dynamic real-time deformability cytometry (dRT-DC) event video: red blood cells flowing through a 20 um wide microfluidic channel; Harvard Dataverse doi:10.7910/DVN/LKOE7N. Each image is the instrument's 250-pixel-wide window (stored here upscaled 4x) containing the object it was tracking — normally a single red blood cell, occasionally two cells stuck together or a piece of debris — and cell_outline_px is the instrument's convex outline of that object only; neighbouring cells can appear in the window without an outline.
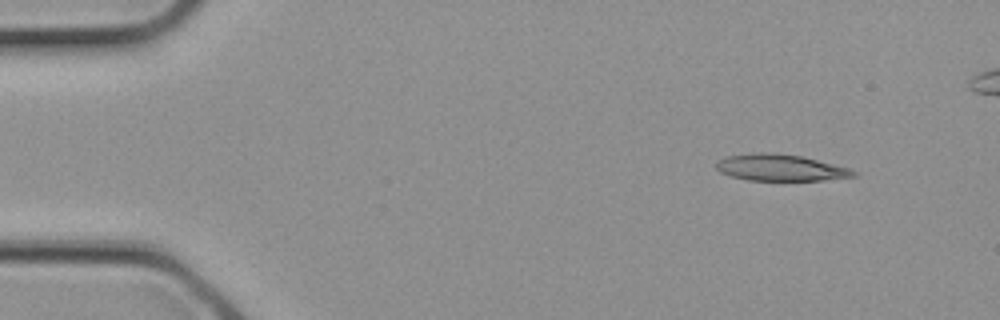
{"species": "common noctule bat (a hibernating species)", "species_latin": "Nyctalus noctula", "temperature_condition": "cold", "stored_images_in_passage": 2, "camera_frame_rate_fps": 3000, "um_per_image_px": 0.085, "animal": {"sex": "female", "body_mass_g": 21.9}, "frame": {"image": 1, "passage_image": 1, "time_ms": 0.0, "image_size_px": [1000, 320], "cell_outline_px": [[856, 176], [824, 180], [748, 180], [732, 176], [720, 172], [716, 168], [716, 160], [724, 156], [756, 152], [772, 152], [800, 156], [848, 168], [856, 172]], "centroid_in_image_um": [66.26, 14.24], "position_along_channel_um": 18.7, "area_um2": 21.1}}